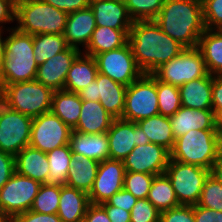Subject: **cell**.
I'll list each match as a JSON object with an SVG mask.
<instances>
[{"instance_id":"cell-31","label":"cell","mask_w":222,"mask_h":222,"mask_svg":"<svg viewBox=\"0 0 222 222\" xmlns=\"http://www.w3.org/2000/svg\"><path fill=\"white\" fill-rule=\"evenodd\" d=\"M81 109L82 100L78 93L66 90L54 91L51 112L72 130L77 126Z\"/></svg>"},{"instance_id":"cell-12","label":"cell","mask_w":222,"mask_h":222,"mask_svg":"<svg viewBox=\"0 0 222 222\" xmlns=\"http://www.w3.org/2000/svg\"><path fill=\"white\" fill-rule=\"evenodd\" d=\"M94 58L100 74L125 86L143 74L136 64L129 42L120 48L96 54Z\"/></svg>"},{"instance_id":"cell-4","label":"cell","mask_w":222,"mask_h":222,"mask_svg":"<svg viewBox=\"0 0 222 222\" xmlns=\"http://www.w3.org/2000/svg\"><path fill=\"white\" fill-rule=\"evenodd\" d=\"M220 154L218 130H190L175 138L170 159L211 170Z\"/></svg>"},{"instance_id":"cell-56","label":"cell","mask_w":222,"mask_h":222,"mask_svg":"<svg viewBox=\"0 0 222 222\" xmlns=\"http://www.w3.org/2000/svg\"><path fill=\"white\" fill-rule=\"evenodd\" d=\"M216 128L218 132L222 129V109L215 114Z\"/></svg>"},{"instance_id":"cell-40","label":"cell","mask_w":222,"mask_h":222,"mask_svg":"<svg viewBox=\"0 0 222 222\" xmlns=\"http://www.w3.org/2000/svg\"><path fill=\"white\" fill-rule=\"evenodd\" d=\"M207 209L222 211V184L209 175L202 189L200 200L197 203Z\"/></svg>"},{"instance_id":"cell-51","label":"cell","mask_w":222,"mask_h":222,"mask_svg":"<svg viewBox=\"0 0 222 222\" xmlns=\"http://www.w3.org/2000/svg\"><path fill=\"white\" fill-rule=\"evenodd\" d=\"M222 109V76L212 75V110L216 114Z\"/></svg>"},{"instance_id":"cell-57","label":"cell","mask_w":222,"mask_h":222,"mask_svg":"<svg viewBox=\"0 0 222 222\" xmlns=\"http://www.w3.org/2000/svg\"><path fill=\"white\" fill-rule=\"evenodd\" d=\"M4 90H5V86H4V83H3V79L0 76V105L3 104Z\"/></svg>"},{"instance_id":"cell-27","label":"cell","mask_w":222,"mask_h":222,"mask_svg":"<svg viewBox=\"0 0 222 222\" xmlns=\"http://www.w3.org/2000/svg\"><path fill=\"white\" fill-rule=\"evenodd\" d=\"M99 164L100 162L91 158L73 156L65 185L89 194L93 188Z\"/></svg>"},{"instance_id":"cell-1","label":"cell","mask_w":222,"mask_h":222,"mask_svg":"<svg viewBox=\"0 0 222 222\" xmlns=\"http://www.w3.org/2000/svg\"><path fill=\"white\" fill-rule=\"evenodd\" d=\"M128 42L136 64L144 74H152L184 50L154 20L133 21Z\"/></svg>"},{"instance_id":"cell-54","label":"cell","mask_w":222,"mask_h":222,"mask_svg":"<svg viewBox=\"0 0 222 222\" xmlns=\"http://www.w3.org/2000/svg\"><path fill=\"white\" fill-rule=\"evenodd\" d=\"M210 175L222 184V154H220L217 160L213 163Z\"/></svg>"},{"instance_id":"cell-45","label":"cell","mask_w":222,"mask_h":222,"mask_svg":"<svg viewBox=\"0 0 222 222\" xmlns=\"http://www.w3.org/2000/svg\"><path fill=\"white\" fill-rule=\"evenodd\" d=\"M42 1L68 14L78 10L86 9L90 6V0H42Z\"/></svg>"},{"instance_id":"cell-55","label":"cell","mask_w":222,"mask_h":222,"mask_svg":"<svg viewBox=\"0 0 222 222\" xmlns=\"http://www.w3.org/2000/svg\"><path fill=\"white\" fill-rule=\"evenodd\" d=\"M3 29L5 30V28L0 27V75L3 69V56H4V48H5V40H6V37L4 38L2 35V34H5L4 32H6Z\"/></svg>"},{"instance_id":"cell-37","label":"cell","mask_w":222,"mask_h":222,"mask_svg":"<svg viewBox=\"0 0 222 222\" xmlns=\"http://www.w3.org/2000/svg\"><path fill=\"white\" fill-rule=\"evenodd\" d=\"M159 114L170 117L181 107L179 88L156 79Z\"/></svg>"},{"instance_id":"cell-13","label":"cell","mask_w":222,"mask_h":222,"mask_svg":"<svg viewBox=\"0 0 222 222\" xmlns=\"http://www.w3.org/2000/svg\"><path fill=\"white\" fill-rule=\"evenodd\" d=\"M71 133L72 129L50 111L33 118L29 145L47 153L69 144Z\"/></svg>"},{"instance_id":"cell-3","label":"cell","mask_w":222,"mask_h":222,"mask_svg":"<svg viewBox=\"0 0 222 222\" xmlns=\"http://www.w3.org/2000/svg\"><path fill=\"white\" fill-rule=\"evenodd\" d=\"M3 69L1 77L4 85L33 81L38 65L33 52V35L19 31L15 27L6 29Z\"/></svg>"},{"instance_id":"cell-10","label":"cell","mask_w":222,"mask_h":222,"mask_svg":"<svg viewBox=\"0 0 222 222\" xmlns=\"http://www.w3.org/2000/svg\"><path fill=\"white\" fill-rule=\"evenodd\" d=\"M41 185L15 172L0 189V214L4 218H14L30 210Z\"/></svg>"},{"instance_id":"cell-28","label":"cell","mask_w":222,"mask_h":222,"mask_svg":"<svg viewBox=\"0 0 222 222\" xmlns=\"http://www.w3.org/2000/svg\"><path fill=\"white\" fill-rule=\"evenodd\" d=\"M98 73L95 58L81 52L68 71L64 90L78 93L92 83Z\"/></svg>"},{"instance_id":"cell-17","label":"cell","mask_w":222,"mask_h":222,"mask_svg":"<svg viewBox=\"0 0 222 222\" xmlns=\"http://www.w3.org/2000/svg\"><path fill=\"white\" fill-rule=\"evenodd\" d=\"M81 52L68 46L38 66L35 80L53 91L64 90L68 71Z\"/></svg>"},{"instance_id":"cell-60","label":"cell","mask_w":222,"mask_h":222,"mask_svg":"<svg viewBox=\"0 0 222 222\" xmlns=\"http://www.w3.org/2000/svg\"><path fill=\"white\" fill-rule=\"evenodd\" d=\"M15 5L19 2L25 1V0H11Z\"/></svg>"},{"instance_id":"cell-29","label":"cell","mask_w":222,"mask_h":222,"mask_svg":"<svg viewBox=\"0 0 222 222\" xmlns=\"http://www.w3.org/2000/svg\"><path fill=\"white\" fill-rule=\"evenodd\" d=\"M197 48L201 51L208 73L222 76V32L218 29H206Z\"/></svg>"},{"instance_id":"cell-23","label":"cell","mask_w":222,"mask_h":222,"mask_svg":"<svg viewBox=\"0 0 222 222\" xmlns=\"http://www.w3.org/2000/svg\"><path fill=\"white\" fill-rule=\"evenodd\" d=\"M73 156L87 157L98 162L109 159L106 133L82 134L72 130L69 141Z\"/></svg>"},{"instance_id":"cell-52","label":"cell","mask_w":222,"mask_h":222,"mask_svg":"<svg viewBox=\"0 0 222 222\" xmlns=\"http://www.w3.org/2000/svg\"><path fill=\"white\" fill-rule=\"evenodd\" d=\"M101 206L107 212L108 218L111 222H130V212L122 208L108 205L106 202Z\"/></svg>"},{"instance_id":"cell-34","label":"cell","mask_w":222,"mask_h":222,"mask_svg":"<svg viewBox=\"0 0 222 222\" xmlns=\"http://www.w3.org/2000/svg\"><path fill=\"white\" fill-rule=\"evenodd\" d=\"M49 162L48 184L65 185L70 160L73 157L70 144L58 147L46 153Z\"/></svg>"},{"instance_id":"cell-14","label":"cell","mask_w":222,"mask_h":222,"mask_svg":"<svg viewBox=\"0 0 222 222\" xmlns=\"http://www.w3.org/2000/svg\"><path fill=\"white\" fill-rule=\"evenodd\" d=\"M109 143V159L123 161L135 146L150 143L147 135L132 121L114 119L106 132Z\"/></svg>"},{"instance_id":"cell-11","label":"cell","mask_w":222,"mask_h":222,"mask_svg":"<svg viewBox=\"0 0 222 222\" xmlns=\"http://www.w3.org/2000/svg\"><path fill=\"white\" fill-rule=\"evenodd\" d=\"M33 118L0 105V150L16 156L29 145Z\"/></svg>"},{"instance_id":"cell-39","label":"cell","mask_w":222,"mask_h":222,"mask_svg":"<svg viewBox=\"0 0 222 222\" xmlns=\"http://www.w3.org/2000/svg\"><path fill=\"white\" fill-rule=\"evenodd\" d=\"M155 175L139 172H126L123 188L137 199H146Z\"/></svg>"},{"instance_id":"cell-48","label":"cell","mask_w":222,"mask_h":222,"mask_svg":"<svg viewBox=\"0 0 222 222\" xmlns=\"http://www.w3.org/2000/svg\"><path fill=\"white\" fill-rule=\"evenodd\" d=\"M195 222H222V211L193 205Z\"/></svg>"},{"instance_id":"cell-26","label":"cell","mask_w":222,"mask_h":222,"mask_svg":"<svg viewBox=\"0 0 222 222\" xmlns=\"http://www.w3.org/2000/svg\"><path fill=\"white\" fill-rule=\"evenodd\" d=\"M114 120L98 101H82L77 126L73 129L82 134L106 133Z\"/></svg>"},{"instance_id":"cell-33","label":"cell","mask_w":222,"mask_h":222,"mask_svg":"<svg viewBox=\"0 0 222 222\" xmlns=\"http://www.w3.org/2000/svg\"><path fill=\"white\" fill-rule=\"evenodd\" d=\"M147 199L160 212L179 206L171 181L165 173L154 176Z\"/></svg>"},{"instance_id":"cell-47","label":"cell","mask_w":222,"mask_h":222,"mask_svg":"<svg viewBox=\"0 0 222 222\" xmlns=\"http://www.w3.org/2000/svg\"><path fill=\"white\" fill-rule=\"evenodd\" d=\"M17 222H62L58 214H42L28 210L14 217Z\"/></svg>"},{"instance_id":"cell-59","label":"cell","mask_w":222,"mask_h":222,"mask_svg":"<svg viewBox=\"0 0 222 222\" xmlns=\"http://www.w3.org/2000/svg\"><path fill=\"white\" fill-rule=\"evenodd\" d=\"M1 222H17L14 218H3Z\"/></svg>"},{"instance_id":"cell-46","label":"cell","mask_w":222,"mask_h":222,"mask_svg":"<svg viewBox=\"0 0 222 222\" xmlns=\"http://www.w3.org/2000/svg\"><path fill=\"white\" fill-rule=\"evenodd\" d=\"M15 173V157L0 150V189Z\"/></svg>"},{"instance_id":"cell-42","label":"cell","mask_w":222,"mask_h":222,"mask_svg":"<svg viewBox=\"0 0 222 222\" xmlns=\"http://www.w3.org/2000/svg\"><path fill=\"white\" fill-rule=\"evenodd\" d=\"M203 19L206 29L222 26V0H202Z\"/></svg>"},{"instance_id":"cell-22","label":"cell","mask_w":222,"mask_h":222,"mask_svg":"<svg viewBox=\"0 0 222 222\" xmlns=\"http://www.w3.org/2000/svg\"><path fill=\"white\" fill-rule=\"evenodd\" d=\"M49 168L47 154L30 145L15 156V172L41 184H48Z\"/></svg>"},{"instance_id":"cell-6","label":"cell","mask_w":222,"mask_h":222,"mask_svg":"<svg viewBox=\"0 0 222 222\" xmlns=\"http://www.w3.org/2000/svg\"><path fill=\"white\" fill-rule=\"evenodd\" d=\"M3 104L12 110L35 118L51 111L54 91L39 81L4 85Z\"/></svg>"},{"instance_id":"cell-8","label":"cell","mask_w":222,"mask_h":222,"mask_svg":"<svg viewBox=\"0 0 222 222\" xmlns=\"http://www.w3.org/2000/svg\"><path fill=\"white\" fill-rule=\"evenodd\" d=\"M208 74L201 51L184 48L176 57L161 65L152 75L159 81L177 87Z\"/></svg>"},{"instance_id":"cell-24","label":"cell","mask_w":222,"mask_h":222,"mask_svg":"<svg viewBox=\"0 0 222 222\" xmlns=\"http://www.w3.org/2000/svg\"><path fill=\"white\" fill-rule=\"evenodd\" d=\"M179 88L181 106L197 110H212V75L186 82Z\"/></svg>"},{"instance_id":"cell-5","label":"cell","mask_w":222,"mask_h":222,"mask_svg":"<svg viewBox=\"0 0 222 222\" xmlns=\"http://www.w3.org/2000/svg\"><path fill=\"white\" fill-rule=\"evenodd\" d=\"M68 13L42 0L16 4L15 20L19 31L30 34H64Z\"/></svg>"},{"instance_id":"cell-25","label":"cell","mask_w":222,"mask_h":222,"mask_svg":"<svg viewBox=\"0 0 222 222\" xmlns=\"http://www.w3.org/2000/svg\"><path fill=\"white\" fill-rule=\"evenodd\" d=\"M89 205L90 200L88 193L67 185H60V199L57 214L62 222L83 221Z\"/></svg>"},{"instance_id":"cell-9","label":"cell","mask_w":222,"mask_h":222,"mask_svg":"<svg viewBox=\"0 0 222 222\" xmlns=\"http://www.w3.org/2000/svg\"><path fill=\"white\" fill-rule=\"evenodd\" d=\"M159 114L156 78L152 74H142L127 86L125 109L122 119L138 122Z\"/></svg>"},{"instance_id":"cell-38","label":"cell","mask_w":222,"mask_h":222,"mask_svg":"<svg viewBox=\"0 0 222 222\" xmlns=\"http://www.w3.org/2000/svg\"><path fill=\"white\" fill-rule=\"evenodd\" d=\"M165 0H125L126 9L133 21L154 20Z\"/></svg>"},{"instance_id":"cell-18","label":"cell","mask_w":222,"mask_h":222,"mask_svg":"<svg viewBox=\"0 0 222 222\" xmlns=\"http://www.w3.org/2000/svg\"><path fill=\"white\" fill-rule=\"evenodd\" d=\"M96 21L90 7L68 14L64 37L69 47L85 50L96 28ZM83 47L81 49L79 46Z\"/></svg>"},{"instance_id":"cell-49","label":"cell","mask_w":222,"mask_h":222,"mask_svg":"<svg viewBox=\"0 0 222 222\" xmlns=\"http://www.w3.org/2000/svg\"><path fill=\"white\" fill-rule=\"evenodd\" d=\"M16 5L11 0H0V27L2 24L13 23L15 21Z\"/></svg>"},{"instance_id":"cell-41","label":"cell","mask_w":222,"mask_h":222,"mask_svg":"<svg viewBox=\"0 0 222 222\" xmlns=\"http://www.w3.org/2000/svg\"><path fill=\"white\" fill-rule=\"evenodd\" d=\"M161 212L146 198L138 199L130 211V222H160Z\"/></svg>"},{"instance_id":"cell-2","label":"cell","mask_w":222,"mask_h":222,"mask_svg":"<svg viewBox=\"0 0 222 222\" xmlns=\"http://www.w3.org/2000/svg\"><path fill=\"white\" fill-rule=\"evenodd\" d=\"M154 21L184 48L197 47L206 30L202 0H165Z\"/></svg>"},{"instance_id":"cell-44","label":"cell","mask_w":222,"mask_h":222,"mask_svg":"<svg viewBox=\"0 0 222 222\" xmlns=\"http://www.w3.org/2000/svg\"><path fill=\"white\" fill-rule=\"evenodd\" d=\"M137 200L138 199L132 193L122 188L120 191L113 194L106 203L130 212Z\"/></svg>"},{"instance_id":"cell-16","label":"cell","mask_w":222,"mask_h":222,"mask_svg":"<svg viewBox=\"0 0 222 222\" xmlns=\"http://www.w3.org/2000/svg\"><path fill=\"white\" fill-rule=\"evenodd\" d=\"M125 173L123 161L107 159L100 162L93 188L88 194L90 204L101 205L120 191Z\"/></svg>"},{"instance_id":"cell-36","label":"cell","mask_w":222,"mask_h":222,"mask_svg":"<svg viewBox=\"0 0 222 222\" xmlns=\"http://www.w3.org/2000/svg\"><path fill=\"white\" fill-rule=\"evenodd\" d=\"M60 199V185L42 184L30 208L42 214H57Z\"/></svg>"},{"instance_id":"cell-32","label":"cell","mask_w":222,"mask_h":222,"mask_svg":"<svg viewBox=\"0 0 222 222\" xmlns=\"http://www.w3.org/2000/svg\"><path fill=\"white\" fill-rule=\"evenodd\" d=\"M136 123L147 135L150 143L160 145L169 152L172 151L175 144V137L169 117L157 114Z\"/></svg>"},{"instance_id":"cell-15","label":"cell","mask_w":222,"mask_h":222,"mask_svg":"<svg viewBox=\"0 0 222 222\" xmlns=\"http://www.w3.org/2000/svg\"><path fill=\"white\" fill-rule=\"evenodd\" d=\"M169 160L170 152L167 149L148 143L144 146H135L123 160V164L126 172L160 175L165 173Z\"/></svg>"},{"instance_id":"cell-21","label":"cell","mask_w":222,"mask_h":222,"mask_svg":"<svg viewBox=\"0 0 222 222\" xmlns=\"http://www.w3.org/2000/svg\"><path fill=\"white\" fill-rule=\"evenodd\" d=\"M127 86L113 81L110 77L97 74L95 79L96 101L105 108L114 119L122 118L125 109Z\"/></svg>"},{"instance_id":"cell-61","label":"cell","mask_w":222,"mask_h":222,"mask_svg":"<svg viewBox=\"0 0 222 222\" xmlns=\"http://www.w3.org/2000/svg\"><path fill=\"white\" fill-rule=\"evenodd\" d=\"M3 218H4V217L0 214V222L3 220Z\"/></svg>"},{"instance_id":"cell-58","label":"cell","mask_w":222,"mask_h":222,"mask_svg":"<svg viewBox=\"0 0 222 222\" xmlns=\"http://www.w3.org/2000/svg\"><path fill=\"white\" fill-rule=\"evenodd\" d=\"M218 133H219L220 152L222 154V129Z\"/></svg>"},{"instance_id":"cell-35","label":"cell","mask_w":222,"mask_h":222,"mask_svg":"<svg viewBox=\"0 0 222 222\" xmlns=\"http://www.w3.org/2000/svg\"><path fill=\"white\" fill-rule=\"evenodd\" d=\"M68 47L63 34L33 35V52L37 65H41Z\"/></svg>"},{"instance_id":"cell-19","label":"cell","mask_w":222,"mask_h":222,"mask_svg":"<svg viewBox=\"0 0 222 222\" xmlns=\"http://www.w3.org/2000/svg\"><path fill=\"white\" fill-rule=\"evenodd\" d=\"M94 14L96 26H107L119 30H130V18L125 0H90L89 6Z\"/></svg>"},{"instance_id":"cell-50","label":"cell","mask_w":222,"mask_h":222,"mask_svg":"<svg viewBox=\"0 0 222 222\" xmlns=\"http://www.w3.org/2000/svg\"><path fill=\"white\" fill-rule=\"evenodd\" d=\"M85 222H111L101 205L90 204L84 216Z\"/></svg>"},{"instance_id":"cell-53","label":"cell","mask_w":222,"mask_h":222,"mask_svg":"<svg viewBox=\"0 0 222 222\" xmlns=\"http://www.w3.org/2000/svg\"><path fill=\"white\" fill-rule=\"evenodd\" d=\"M82 101H96L95 80L78 92Z\"/></svg>"},{"instance_id":"cell-20","label":"cell","mask_w":222,"mask_h":222,"mask_svg":"<svg viewBox=\"0 0 222 222\" xmlns=\"http://www.w3.org/2000/svg\"><path fill=\"white\" fill-rule=\"evenodd\" d=\"M175 138L185 135L190 130H217L213 110H197L181 106L169 117Z\"/></svg>"},{"instance_id":"cell-7","label":"cell","mask_w":222,"mask_h":222,"mask_svg":"<svg viewBox=\"0 0 222 222\" xmlns=\"http://www.w3.org/2000/svg\"><path fill=\"white\" fill-rule=\"evenodd\" d=\"M165 174L171 181L179 205H197L210 170L169 160Z\"/></svg>"},{"instance_id":"cell-30","label":"cell","mask_w":222,"mask_h":222,"mask_svg":"<svg viewBox=\"0 0 222 222\" xmlns=\"http://www.w3.org/2000/svg\"><path fill=\"white\" fill-rule=\"evenodd\" d=\"M129 31L97 26L87 48L82 52L94 57L96 54L120 48L128 42Z\"/></svg>"},{"instance_id":"cell-43","label":"cell","mask_w":222,"mask_h":222,"mask_svg":"<svg viewBox=\"0 0 222 222\" xmlns=\"http://www.w3.org/2000/svg\"><path fill=\"white\" fill-rule=\"evenodd\" d=\"M160 222H195L194 209L190 205H179L161 212Z\"/></svg>"}]
</instances>
